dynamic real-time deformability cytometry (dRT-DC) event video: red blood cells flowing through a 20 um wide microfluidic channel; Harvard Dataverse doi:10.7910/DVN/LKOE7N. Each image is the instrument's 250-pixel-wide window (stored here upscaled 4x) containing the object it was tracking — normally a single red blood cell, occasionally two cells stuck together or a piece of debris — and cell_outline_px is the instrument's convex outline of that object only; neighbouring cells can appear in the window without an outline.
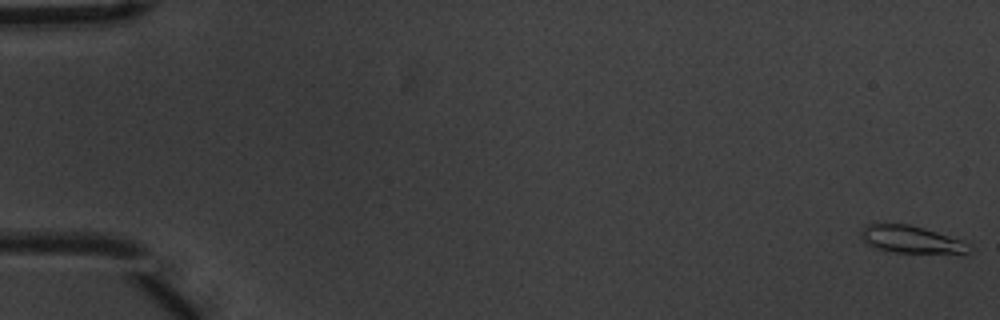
{"species": "common noctule bat (a hibernating species)", "species_latin": "Nyctalus noctula", "temperature_condition": "warm", "stored_images_in_passage": 56, "camera_frame_rate_fps": 3000, "um_per_image_px": 0.085, "animal": {"sex": "male", "body_mass_g": 20.1, "forearm_length_mm": 53.5}, "frame": {"image": 1, "passage_image": 1, "time_ms": 0.0, "image_size_px": [1000, 320], "cell_outline_px": [[972, 252], [884, 252], [868, 244], [864, 240], [860, 232], [868, 224], [908, 224], [924, 228], [960, 240]], "centroid_in_image_um": [77.33, 20.34], "position_along_channel_um": 7.7, "area_um2": 16.47}}
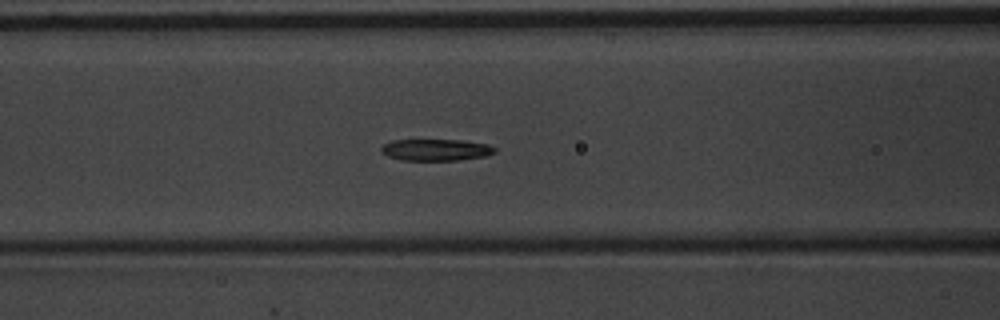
{"frame": {"image": 2, "passage_image": 24, "time_ms": 7.667, "image_size_px": [1000, 320], "cell_outline_px": [[496, 152], [484, 156], [456, 160], [400, 160], [388, 156], [380, 152], [380, 148], [384, 144], [392, 140], [460, 140], [488, 144], [496, 148]], "centroid_in_image_um": [37.02, 12.73], "position_along_channel_um": 129.6, "area_um2": 14.28}}
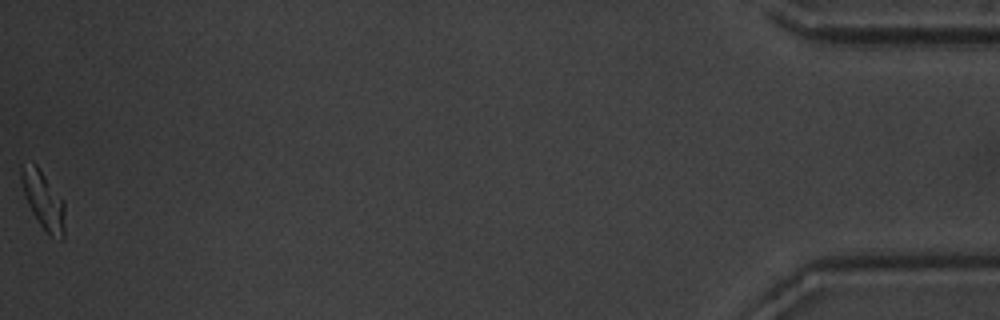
{"frame": {"image": 3, "passage_image": 56, "time_ms": 18.333, "image_size_px": [1000, 320], "cell_outline_px": [[64, 240], [60, 240], [48, 236], [32, 212], [28, 204], [20, 180], [20, 164], [36, 164], [64, 200]], "centroid_in_image_um": [3.69, 17.04], "position_along_channel_um": 431.5, "area_um2": 14.8}, "authors_computed_cell_mechanics": {"area_um2": 15.2592, "velocity_mm_per_s": 3.7064, "shape_relaxation_time_tau1_ms": 3.4276, "shape_relaxation_time_tau2_ms": 6.1988, "deformation_change_tau1": 0.134, "deformation_change_tau2": 0.162}}